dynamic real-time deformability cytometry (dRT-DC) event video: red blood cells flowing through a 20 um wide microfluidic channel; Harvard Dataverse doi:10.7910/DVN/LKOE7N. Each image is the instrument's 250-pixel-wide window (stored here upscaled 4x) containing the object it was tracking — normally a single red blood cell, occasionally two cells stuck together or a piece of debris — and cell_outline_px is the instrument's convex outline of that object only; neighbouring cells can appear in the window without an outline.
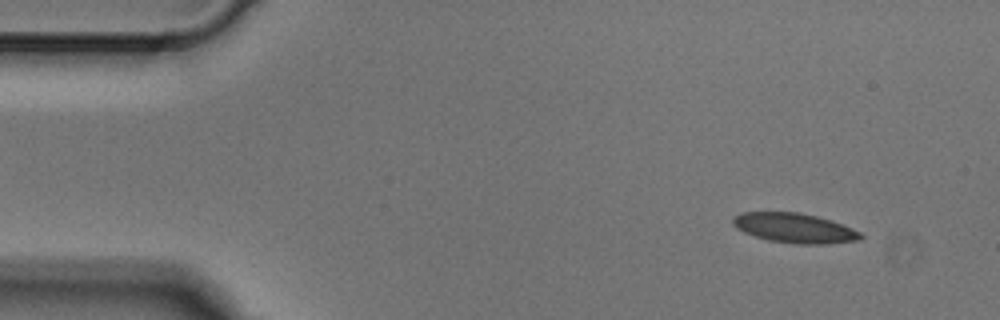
{"species": "Egyptian fruit bat (a non-hibernating species)", "species_latin": "Rousettus aegyptiacus", "temperature_condition": "cold", "stored_images_in_passage": 4, "camera_frame_rate_fps": 3000, "um_per_image_px": 0.085, "animal": {"sex": "male"}, "frame": {"image": 1, "passage_image": 1, "time_ms": 0.0, "image_size_px": [1000, 320], "cell_outline_px": [[864, 236], [860, 240], [824, 244], [796, 244], [768, 240], [744, 232], [736, 228], [732, 224], [732, 216], [740, 212], [800, 212], [832, 220], [852, 228], [860, 232]], "centroid_in_image_um": [67.52, 19.37], "position_along_channel_um": 17.5, "area_um2": 22.25}}